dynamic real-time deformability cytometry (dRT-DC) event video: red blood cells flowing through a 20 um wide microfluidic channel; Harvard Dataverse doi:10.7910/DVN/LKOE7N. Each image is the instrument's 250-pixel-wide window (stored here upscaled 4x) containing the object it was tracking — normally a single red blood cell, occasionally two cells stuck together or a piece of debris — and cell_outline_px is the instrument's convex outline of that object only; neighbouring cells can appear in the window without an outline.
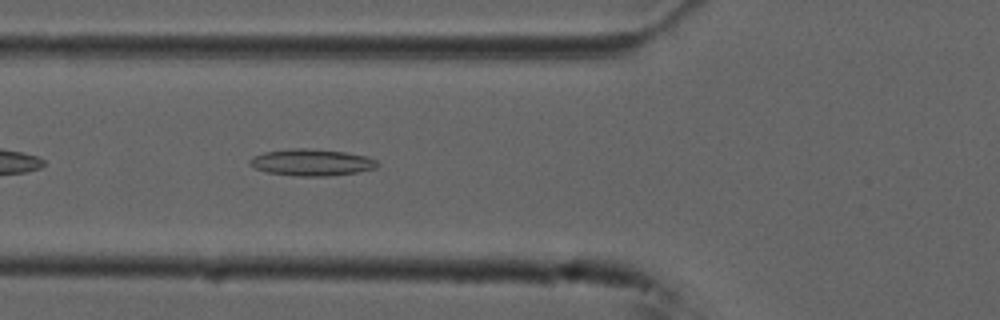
{"species": "common noctule bat (a hibernating species)", "species_latin": "Nyctalus noctula", "temperature_condition": "cold", "stored_images_in_passage": 39, "camera_frame_rate_fps": 3000, "um_per_image_px": 0.085, "animal": {"sex": "male", "forearm_length_mm": 52.5}, "frame": {"image": 1, "passage_image": 6, "time_ms": 1.667, "image_size_px": [1000, 320], "cell_outline_px": [[380, 164], [376, 168], [356, 172], [332, 176], [296, 176], [268, 172], [256, 168], [248, 164], [248, 160], [252, 156], [264, 152], [292, 148], [308, 148], [344, 152], [368, 156], [376, 160]], "centroid_in_image_um": [26.49, 13.8], "position_along_channel_um": 99.3, "area_um2": 19.94}}
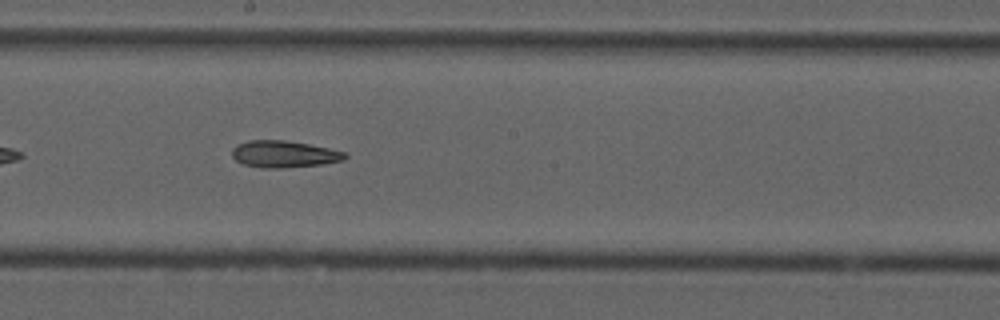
{"frame": {"image": 2, "passage_image": 16, "time_ms": 5.0, "image_size_px": [1000, 320], "cell_outline_px": [[348, 156], [344, 160], [324, 164], [280, 168], [260, 168], [244, 164], [236, 160], [232, 156], [232, 148], [236, 144], [248, 140], [284, 140], [308, 144], [328, 148], [344, 152]], "centroid_in_image_um": [24.12, 13.1], "position_along_channel_um": 224.1, "area_um2": 17.69}}
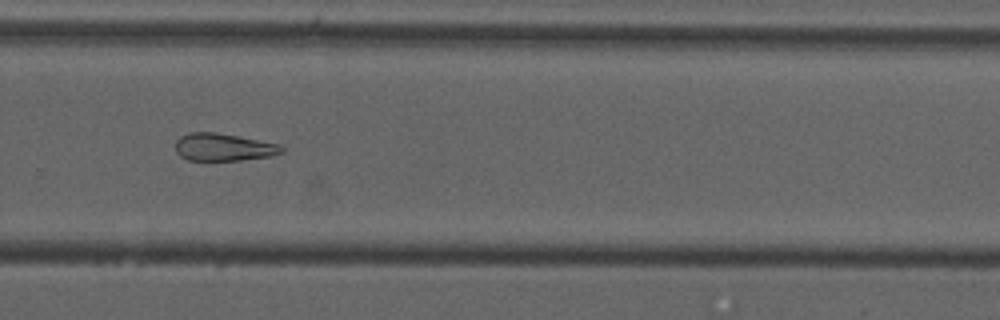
{"frame": {"image": 3, "passage_image": 23, "time_ms": 7.333, "image_size_px": [1000, 320], "cell_outline_px": [[284, 152], [272, 156], [240, 160], [188, 160], [180, 156], [176, 152], [176, 140], [180, 136], [188, 132], [216, 132], [280, 144], [284, 148]], "centroid_in_image_um": [19.0, 12.5], "position_along_channel_um": 310.8, "area_um2": 17.11}}